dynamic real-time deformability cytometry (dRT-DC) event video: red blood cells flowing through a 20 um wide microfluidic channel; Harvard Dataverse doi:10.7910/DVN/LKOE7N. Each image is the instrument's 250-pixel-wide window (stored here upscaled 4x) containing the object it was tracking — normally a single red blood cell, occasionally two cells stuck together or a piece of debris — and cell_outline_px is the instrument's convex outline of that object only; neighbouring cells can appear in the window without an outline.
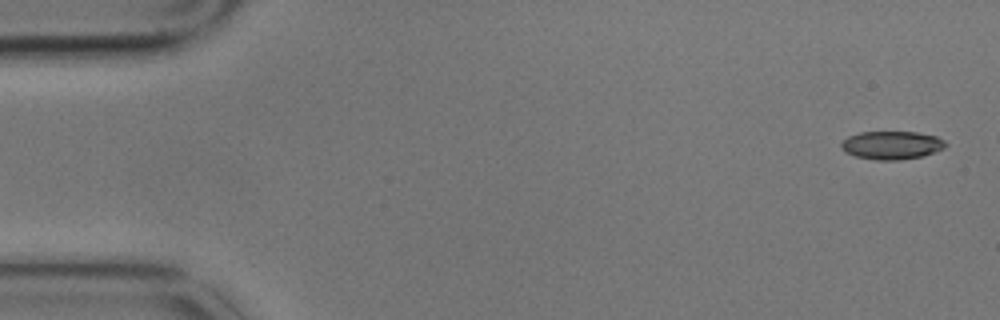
{"species": "common noctule bat (a hibernating species)", "species_latin": "Nyctalus noctula", "temperature_condition": "cold", "stored_images_in_passage": 5, "camera_frame_rate_fps": 3000, "um_per_image_px": 0.085, "animal": {"sex": "male", "body_mass_g": 17.9}, "frame": {"image": 1, "passage_image": 1, "time_ms": 0.0, "image_size_px": [1000, 320], "cell_outline_px": [[948, 144], [944, 148], [924, 156], [900, 160], [876, 160], [856, 156], [844, 152], [840, 144], [848, 136], [860, 132], [916, 132], [936, 136], [944, 140]], "centroid_in_image_um": [75.81, 12.34], "position_along_channel_um": 9.2, "area_um2": 17.22}}